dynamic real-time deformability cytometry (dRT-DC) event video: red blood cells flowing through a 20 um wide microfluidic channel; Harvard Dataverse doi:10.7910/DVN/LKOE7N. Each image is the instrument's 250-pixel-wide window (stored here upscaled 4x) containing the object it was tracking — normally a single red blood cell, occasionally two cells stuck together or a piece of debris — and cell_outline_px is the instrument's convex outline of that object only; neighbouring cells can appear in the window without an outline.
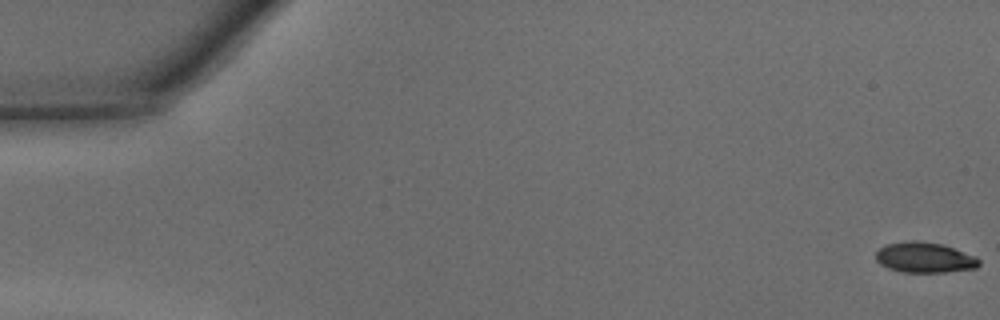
{"species": "common noctule bat (a hibernating species)", "species_latin": "Nyctalus noctula", "temperature_condition": "warm", "stored_images_in_passage": 47, "camera_frame_rate_fps": 3000, "um_per_image_px": 0.085, "animal": {"sex": "male", "body_mass_g": 15.6}, "frame": {"image": 1, "passage_image": 1, "time_ms": 0.0, "image_size_px": [1000, 320], "cell_outline_px": [[980, 264], [976, 268], [944, 272], [904, 272], [888, 268], [880, 264], [876, 260], [876, 252], [884, 244], [908, 240], [916, 240], [940, 244], [976, 256], [980, 260]], "centroid_in_image_um": [78.56, 21.88], "position_along_channel_um": 6.4, "area_um2": 18.26}}
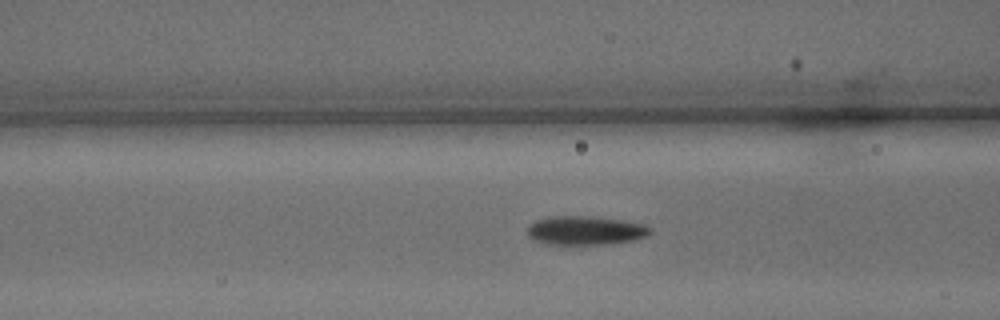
{"frame": {"image": 2, "passage_image": 19, "time_ms": 6.0, "image_size_px": [1000, 320], "cell_outline_px": [[652, 232], [648, 236], [632, 240], [612, 244], [548, 244], [532, 240], [528, 236], [528, 224], [536, 220], [552, 216], [588, 216], [620, 220], [644, 224], [652, 228]], "centroid_in_image_um": [49.75, 19.59], "position_along_channel_um": 116.8, "area_um2": 20.75}}
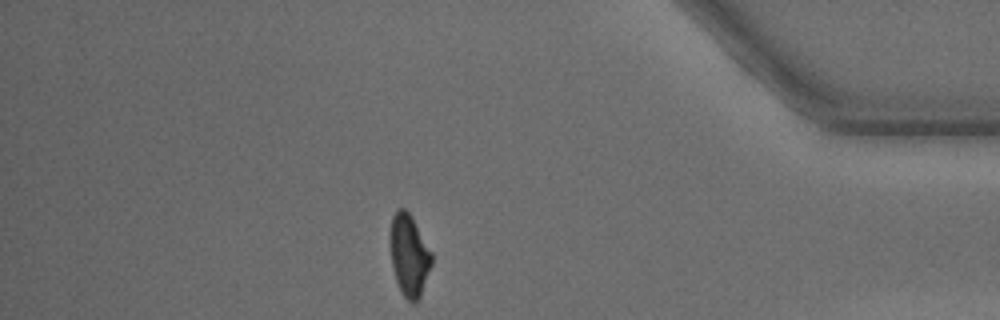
{"frame": {"image": 3, "passage_image": 41, "time_ms": 13.333, "image_size_px": [1000, 320], "cell_outline_px": [[432, 264], [420, 296], [416, 300], [408, 300], [400, 292], [396, 280], [392, 264], [388, 240], [392, 216], [396, 208], [404, 208], [408, 212], [432, 252]], "centroid_in_image_um": [34.74, 21.66], "position_along_channel_um": 400.5, "area_um2": 19.71}, "authors_computed_cell_mechanics": {"area_um2": 20.1144, "velocity_mm_per_s": 4.3631, "shape_relaxation_time_tau1_ms": 2.2064, "shape_relaxation_time_tau2_ms": 3.7079, "deformation_change_tau1": 0.1128, "deformation_change_tau2": 0.0914}}